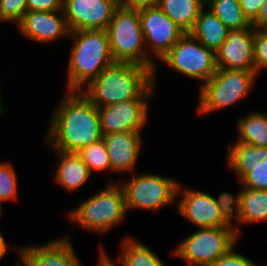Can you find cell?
<instances>
[{"label":"cell","mask_w":267,"mask_h":266,"mask_svg":"<svg viewBox=\"0 0 267 266\" xmlns=\"http://www.w3.org/2000/svg\"><path fill=\"white\" fill-rule=\"evenodd\" d=\"M203 5L206 7L208 4H210L211 2L215 1V0H201Z\"/></svg>","instance_id":"cell-37"},{"label":"cell","mask_w":267,"mask_h":266,"mask_svg":"<svg viewBox=\"0 0 267 266\" xmlns=\"http://www.w3.org/2000/svg\"><path fill=\"white\" fill-rule=\"evenodd\" d=\"M66 91H82L100 72L114 63L106 30L72 31Z\"/></svg>","instance_id":"cell-3"},{"label":"cell","mask_w":267,"mask_h":266,"mask_svg":"<svg viewBox=\"0 0 267 266\" xmlns=\"http://www.w3.org/2000/svg\"><path fill=\"white\" fill-rule=\"evenodd\" d=\"M232 247L226 254L219 257L211 266H256L255 262L240 253H237Z\"/></svg>","instance_id":"cell-30"},{"label":"cell","mask_w":267,"mask_h":266,"mask_svg":"<svg viewBox=\"0 0 267 266\" xmlns=\"http://www.w3.org/2000/svg\"><path fill=\"white\" fill-rule=\"evenodd\" d=\"M255 71L217 69L199 88L198 114L227 108L246 97L257 78Z\"/></svg>","instance_id":"cell-7"},{"label":"cell","mask_w":267,"mask_h":266,"mask_svg":"<svg viewBox=\"0 0 267 266\" xmlns=\"http://www.w3.org/2000/svg\"><path fill=\"white\" fill-rule=\"evenodd\" d=\"M49 120L46 142L55 150L78 152L101 139L98 109L81 91H65Z\"/></svg>","instance_id":"cell-1"},{"label":"cell","mask_w":267,"mask_h":266,"mask_svg":"<svg viewBox=\"0 0 267 266\" xmlns=\"http://www.w3.org/2000/svg\"><path fill=\"white\" fill-rule=\"evenodd\" d=\"M266 0H239V4L244 15L252 22L260 12L262 5Z\"/></svg>","instance_id":"cell-32"},{"label":"cell","mask_w":267,"mask_h":266,"mask_svg":"<svg viewBox=\"0 0 267 266\" xmlns=\"http://www.w3.org/2000/svg\"><path fill=\"white\" fill-rule=\"evenodd\" d=\"M238 140L251 146L267 147V114L251 112L237 122Z\"/></svg>","instance_id":"cell-23"},{"label":"cell","mask_w":267,"mask_h":266,"mask_svg":"<svg viewBox=\"0 0 267 266\" xmlns=\"http://www.w3.org/2000/svg\"><path fill=\"white\" fill-rule=\"evenodd\" d=\"M120 250L118 263L122 266H164L150 248L130 236L122 241Z\"/></svg>","instance_id":"cell-24"},{"label":"cell","mask_w":267,"mask_h":266,"mask_svg":"<svg viewBox=\"0 0 267 266\" xmlns=\"http://www.w3.org/2000/svg\"><path fill=\"white\" fill-rule=\"evenodd\" d=\"M192 79L207 82L217 71L215 52L185 33L159 60Z\"/></svg>","instance_id":"cell-9"},{"label":"cell","mask_w":267,"mask_h":266,"mask_svg":"<svg viewBox=\"0 0 267 266\" xmlns=\"http://www.w3.org/2000/svg\"><path fill=\"white\" fill-rule=\"evenodd\" d=\"M183 189V190H182ZM179 184L176 197L181 196L177 208L182 217L200 228L235 227L238 235L239 226L233 225L232 194L223 192L218 199L208 193L184 189ZM181 193V195H179Z\"/></svg>","instance_id":"cell-6"},{"label":"cell","mask_w":267,"mask_h":266,"mask_svg":"<svg viewBox=\"0 0 267 266\" xmlns=\"http://www.w3.org/2000/svg\"><path fill=\"white\" fill-rule=\"evenodd\" d=\"M111 182L112 178L105 189L70 211L69 220L83 229L102 234L118 226L127 214L125 193L121 185Z\"/></svg>","instance_id":"cell-5"},{"label":"cell","mask_w":267,"mask_h":266,"mask_svg":"<svg viewBox=\"0 0 267 266\" xmlns=\"http://www.w3.org/2000/svg\"><path fill=\"white\" fill-rule=\"evenodd\" d=\"M16 252L24 266H83L67 235L39 246L20 247Z\"/></svg>","instance_id":"cell-16"},{"label":"cell","mask_w":267,"mask_h":266,"mask_svg":"<svg viewBox=\"0 0 267 266\" xmlns=\"http://www.w3.org/2000/svg\"><path fill=\"white\" fill-rule=\"evenodd\" d=\"M157 6L185 33L194 28L201 10V0H158Z\"/></svg>","instance_id":"cell-22"},{"label":"cell","mask_w":267,"mask_h":266,"mask_svg":"<svg viewBox=\"0 0 267 266\" xmlns=\"http://www.w3.org/2000/svg\"><path fill=\"white\" fill-rule=\"evenodd\" d=\"M7 243L5 240V237H3L2 233L0 232V259H2L3 256H5L7 252Z\"/></svg>","instance_id":"cell-35"},{"label":"cell","mask_w":267,"mask_h":266,"mask_svg":"<svg viewBox=\"0 0 267 266\" xmlns=\"http://www.w3.org/2000/svg\"><path fill=\"white\" fill-rule=\"evenodd\" d=\"M77 153L80 155L82 161L87 165L91 173L93 171L98 172L104 170H109L111 172V163L103 139L81 148Z\"/></svg>","instance_id":"cell-26"},{"label":"cell","mask_w":267,"mask_h":266,"mask_svg":"<svg viewBox=\"0 0 267 266\" xmlns=\"http://www.w3.org/2000/svg\"><path fill=\"white\" fill-rule=\"evenodd\" d=\"M251 23L255 28H265L267 26V0L262 5L259 15Z\"/></svg>","instance_id":"cell-34"},{"label":"cell","mask_w":267,"mask_h":266,"mask_svg":"<svg viewBox=\"0 0 267 266\" xmlns=\"http://www.w3.org/2000/svg\"><path fill=\"white\" fill-rule=\"evenodd\" d=\"M125 193L126 209L157 211L176 200L178 181L155 174L132 175L120 184Z\"/></svg>","instance_id":"cell-10"},{"label":"cell","mask_w":267,"mask_h":266,"mask_svg":"<svg viewBox=\"0 0 267 266\" xmlns=\"http://www.w3.org/2000/svg\"><path fill=\"white\" fill-rule=\"evenodd\" d=\"M26 11V0H0V21L18 24Z\"/></svg>","instance_id":"cell-29"},{"label":"cell","mask_w":267,"mask_h":266,"mask_svg":"<svg viewBox=\"0 0 267 266\" xmlns=\"http://www.w3.org/2000/svg\"><path fill=\"white\" fill-rule=\"evenodd\" d=\"M14 166L0 163V202L16 200L18 197L17 177Z\"/></svg>","instance_id":"cell-27"},{"label":"cell","mask_w":267,"mask_h":266,"mask_svg":"<svg viewBox=\"0 0 267 266\" xmlns=\"http://www.w3.org/2000/svg\"><path fill=\"white\" fill-rule=\"evenodd\" d=\"M27 11H60L63 0H26Z\"/></svg>","instance_id":"cell-31"},{"label":"cell","mask_w":267,"mask_h":266,"mask_svg":"<svg viewBox=\"0 0 267 266\" xmlns=\"http://www.w3.org/2000/svg\"><path fill=\"white\" fill-rule=\"evenodd\" d=\"M158 0H118V7L124 9L140 10L157 6Z\"/></svg>","instance_id":"cell-33"},{"label":"cell","mask_w":267,"mask_h":266,"mask_svg":"<svg viewBox=\"0 0 267 266\" xmlns=\"http://www.w3.org/2000/svg\"><path fill=\"white\" fill-rule=\"evenodd\" d=\"M17 26L29 40L46 44L58 38H69L70 34L63 10L26 11Z\"/></svg>","instance_id":"cell-17"},{"label":"cell","mask_w":267,"mask_h":266,"mask_svg":"<svg viewBox=\"0 0 267 266\" xmlns=\"http://www.w3.org/2000/svg\"><path fill=\"white\" fill-rule=\"evenodd\" d=\"M218 19L229 29H243L252 25L239 4V0H215L207 5Z\"/></svg>","instance_id":"cell-25"},{"label":"cell","mask_w":267,"mask_h":266,"mask_svg":"<svg viewBox=\"0 0 267 266\" xmlns=\"http://www.w3.org/2000/svg\"><path fill=\"white\" fill-rule=\"evenodd\" d=\"M254 26L229 30L227 38L215 51L217 69L255 71Z\"/></svg>","instance_id":"cell-15"},{"label":"cell","mask_w":267,"mask_h":266,"mask_svg":"<svg viewBox=\"0 0 267 266\" xmlns=\"http://www.w3.org/2000/svg\"><path fill=\"white\" fill-rule=\"evenodd\" d=\"M59 160L55 173L56 182L68 191H76L90 178L91 172L77 152L55 150Z\"/></svg>","instance_id":"cell-20"},{"label":"cell","mask_w":267,"mask_h":266,"mask_svg":"<svg viewBox=\"0 0 267 266\" xmlns=\"http://www.w3.org/2000/svg\"><path fill=\"white\" fill-rule=\"evenodd\" d=\"M97 108L154 95V72L135 63L114 62L81 91Z\"/></svg>","instance_id":"cell-2"},{"label":"cell","mask_w":267,"mask_h":266,"mask_svg":"<svg viewBox=\"0 0 267 266\" xmlns=\"http://www.w3.org/2000/svg\"><path fill=\"white\" fill-rule=\"evenodd\" d=\"M228 32L229 29L218 17L210 9L204 7L190 33L202 45L215 52L227 38Z\"/></svg>","instance_id":"cell-21"},{"label":"cell","mask_w":267,"mask_h":266,"mask_svg":"<svg viewBox=\"0 0 267 266\" xmlns=\"http://www.w3.org/2000/svg\"><path fill=\"white\" fill-rule=\"evenodd\" d=\"M115 62H129L150 68L156 84V63L147 55L140 24L139 10L118 7L107 28Z\"/></svg>","instance_id":"cell-4"},{"label":"cell","mask_w":267,"mask_h":266,"mask_svg":"<svg viewBox=\"0 0 267 266\" xmlns=\"http://www.w3.org/2000/svg\"><path fill=\"white\" fill-rule=\"evenodd\" d=\"M118 0H63L67 26L72 31L107 30Z\"/></svg>","instance_id":"cell-13"},{"label":"cell","mask_w":267,"mask_h":266,"mask_svg":"<svg viewBox=\"0 0 267 266\" xmlns=\"http://www.w3.org/2000/svg\"><path fill=\"white\" fill-rule=\"evenodd\" d=\"M148 100L131 99L97 108L102 135L141 132L148 120Z\"/></svg>","instance_id":"cell-14"},{"label":"cell","mask_w":267,"mask_h":266,"mask_svg":"<svg viewBox=\"0 0 267 266\" xmlns=\"http://www.w3.org/2000/svg\"><path fill=\"white\" fill-rule=\"evenodd\" d=\"M112 172H133L142 148L140 132H122L103 135Z\"/></svg>","instance_id":"cell-18"},{"label":"cell","mask_w":267,"mask_h":266,"mask_svg":"<svg viewBox=\"0 0 267 266\" xmlns=\"http://www.w3.org/2000/svg\"><path fill=\"white\" fill-rule=\"evenodd\" d=\"M139 16L147 55L158 60L185 34L158 6L140 9Z\"/></svg>","instance_id":"cell-12"},{"label":"cell","mask_w":267,"mask_h":266,"mask_svg":"<svg viewBox=\"0 0 267 266\" xmlns=\"http://www.w3.org/2000/svg\"><path fill=\"white\" fill-rule=\"evenodd\" d=\"M237 223L267 222V190L242 187L237 196L232 195V219Z\"/></svg>","instance_id":"cell-19"},{"label":"cell","mask_w":267,"mask_h":266,"mask_svg":"<svg viewBox=\"0 0 267 266\" xmlns=\"http://www.w3.org/2000/svg\"><path fill=\"white\" fill-rule=\"evenodd\" d=\"M238 238L235 227L200 228L182 240L173 255L192 266H211L235 247Z\"/></svg>","instance_id":"cell-8"},{"label":"cell","mask_w":267,"mask_h":266,"mask_svg":"<svg viewBox=\"0 0 267 266\" xmlns=\"http://www.w3.org/2000/svg\"><path fill=\"white\" fill-rule=\"evenodd\" d=\"M1 212H2V205H1V202H0V214H1Z\"/></svg>","instance_id":"cell-38"},{"label":"cell","mask_w":267,"mask_h":266,"mask_svg":"<svg viewBox=\"0 0 267 266\" xmlns=\"http://www.w3.org/2000/svg\"><path fill=\"white\" fill-rule=\"evenodd\" d=\"M254 66L257 76L267 69V30L254 27Z\"/></svg>","instance_id":"cell-28"},{"label":"cell","mask_w":267,"mask_h":266,"mask_svg":"<svg viewBox=\"0 0 267 266\" xmlns=\"http://www.w3.org/2000/svg\"><path fill=\"white\" fill-rule=\"evenodd\" d=\"M227 165L239 184L253 190H267V147L241 142L228 144Z\"/></svg>","instance_id":"cell-11"},{"label":"cell","mask_w":267,"mask_h":266,"mask_svg":"<svg viewBox=\"0 0 267 266\" xmlns=\"http://www.w3.org/2000/svg\"><path fill=\"white\" fill-rule=\"evenodd\" d=\"M1 86V85H0ZM2 96H1V91H0V116L3 114L4 108H2Z\"/></svg>","instance_id":"cell-36"}]
</instances>
